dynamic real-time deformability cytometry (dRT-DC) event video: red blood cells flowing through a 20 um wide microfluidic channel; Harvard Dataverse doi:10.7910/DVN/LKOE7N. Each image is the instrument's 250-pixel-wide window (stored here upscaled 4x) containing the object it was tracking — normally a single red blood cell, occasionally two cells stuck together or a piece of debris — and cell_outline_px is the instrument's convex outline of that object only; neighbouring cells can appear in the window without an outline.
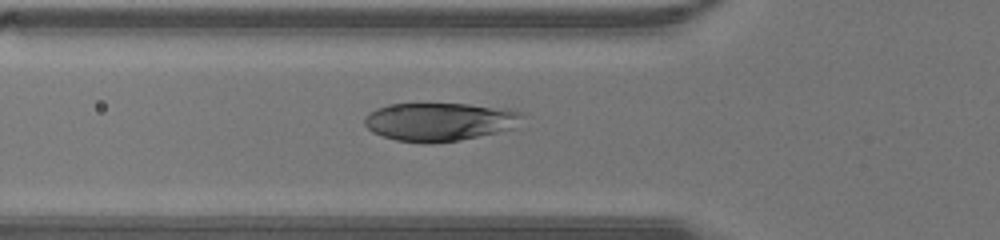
{"species": "human", "species_latin": "Homo sapiens", "temperature_condition": "warm", "stored_images_in_passage": 30, "camera_frame_rate_fps": 3000, "um_per_image_px": 0.085, "donor": {"sex": "male"}, "frame": {"image": 1, "passage_image": 2, "time_ms": 0.333, "image_size_px": [1000, 240], "cell_outline_px": [[524, 116], [512, 128], [496, 132], [460, 140], [432, 144], [420, 144], [396, 140], [372, 132], [364, 124], [364, 116], [368, 112], [376, 108], [388, 104], [468, 104], [508, 108], [520, 112]], "centroid_in_image_um": [37.31, 10.35], "position_along_channel_um": 88.5, "area_um2": 35.37}}
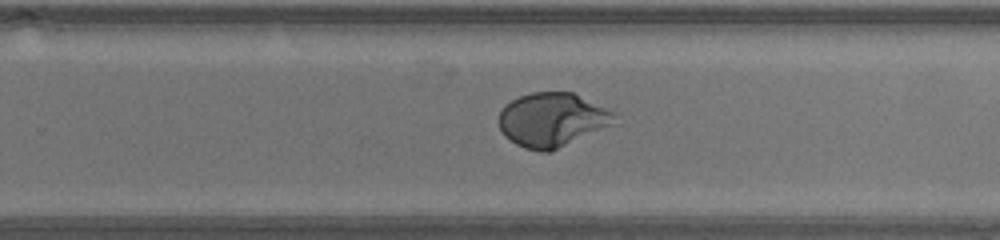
{"frame": {"image": 2, "passage_image": 14, "time_ms": 4.333, "image_size_px": [1000, 240], "cell_outline_px": [[616, 116], [608, 124], [552, 152], [540, 152], [524, 148], [516, 144], [504, 136], [496, 120], [500, 112], [512, 100], [520, 96], [532, 92], [576, 92], [616, 112]], "centroid_in_image_um": [46.88, 10.17], "position_along_channel_um": 282.9, "area_um2": 36.18}}
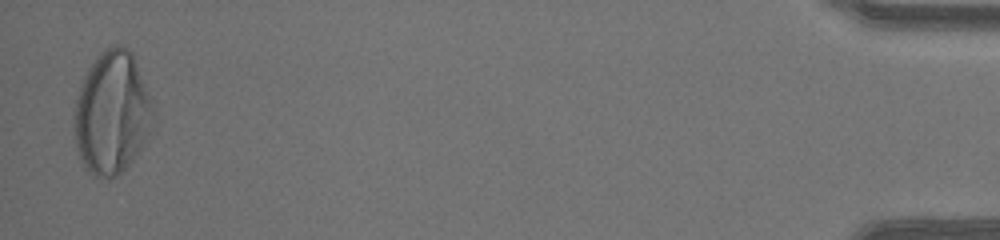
{"frame": {"image": 3, "passage_image": 29, "time_ms": 9.333, "image_size_px": [1000, 240], "cell_outline_px": [[156, 112], [144, 140], [132, 160], [120, 176], [108, 180], [92, 176], [84, 168], [80, 160], [76, 148], [72, 124], [72, 112], [84, 76], [88, 68], [100, 52], [104, 48], [116, 44], [120, 44], [128, 48], [132, 52], [152, 100]], "centroid_in_image_um": [9.48, 9.62], "position_along_channel_um": 425.7, "area_um2": 57.28}}